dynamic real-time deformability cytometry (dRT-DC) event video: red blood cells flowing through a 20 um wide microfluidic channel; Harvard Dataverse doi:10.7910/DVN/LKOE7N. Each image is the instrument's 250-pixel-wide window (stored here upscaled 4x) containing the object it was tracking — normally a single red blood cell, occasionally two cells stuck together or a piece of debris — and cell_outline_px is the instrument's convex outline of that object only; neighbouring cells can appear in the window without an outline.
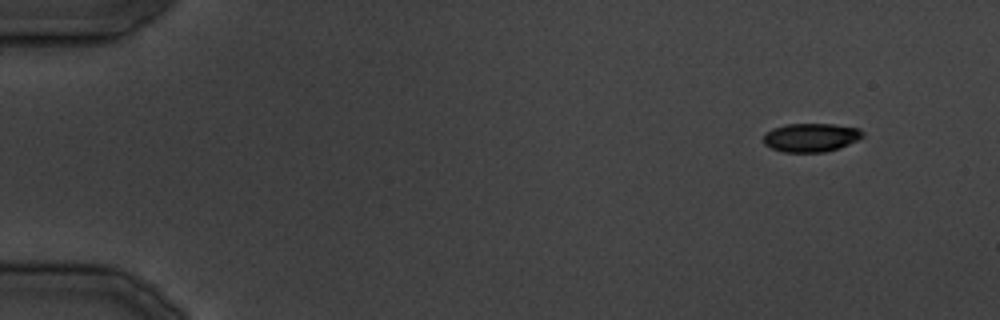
{"species": "common noctule bat (a hibernating species)", "species_latin": "Nyctalus noctula", "temperature_condition": "cold", "stored_images_in_passage": 8, "camera_frame_rate_fps": 3000, "um_per_image_px": 0.085, "animal": {"sex": "male", "body_mass_g": 19.5, "forearm_length_mm": 54.6}, "frame": {"image": 1, "passage_image": 1, "time_ms": 0.0, "image_size_px": [1000, 320], "cell_outline_px": [[864, 136], [840, 148], [824, 152], [784, 152], [772, 148], [764, 144], [764, 136], [772, 128], [784, 124], [832, 124], [860, 128], [864, 132]], "centroid_in_image_um": [68.95, 11.68], "position_along_channel_um": 16.1, "area_um2": 16.53}}